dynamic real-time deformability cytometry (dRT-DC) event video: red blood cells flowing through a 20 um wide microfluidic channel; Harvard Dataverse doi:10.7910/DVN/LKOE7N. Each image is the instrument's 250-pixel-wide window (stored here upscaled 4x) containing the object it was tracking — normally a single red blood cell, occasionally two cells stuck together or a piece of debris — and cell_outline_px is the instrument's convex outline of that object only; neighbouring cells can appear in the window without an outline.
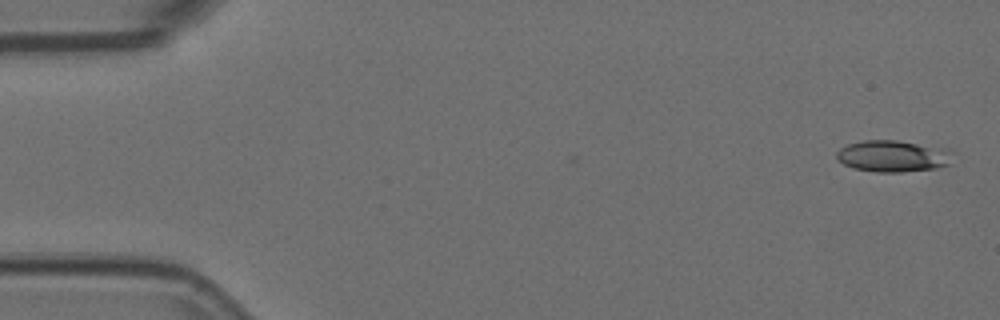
{"species": "Egyptian fruit bat (a non-hibernating species)", "species_latin": "Rousettus aegyptiacus", "temperature_condition": "room temperature", "stored_images_in_passage": 5, "camera_frame_rate_fps": 3000, "um_per_image_px": 0.085, "animal": {"sex": "female"}, "frame": {"image": 1, "passage_image": 1, "time_ms": 0.0, "image_size_px": [1000, 320], "cell_outline_px": [[948, 164], [936, 168], [900, 172], [876, 172], [856, 168], [844, 164], [836, 156], [836, 152], [840, 148], [848, 144], [864, 140], [896, 140], [944, 148]], "centroid_in_image_um": [75.78, 13.26], "position_along_channel_um": 9.2, "area_um2": 20.63}}
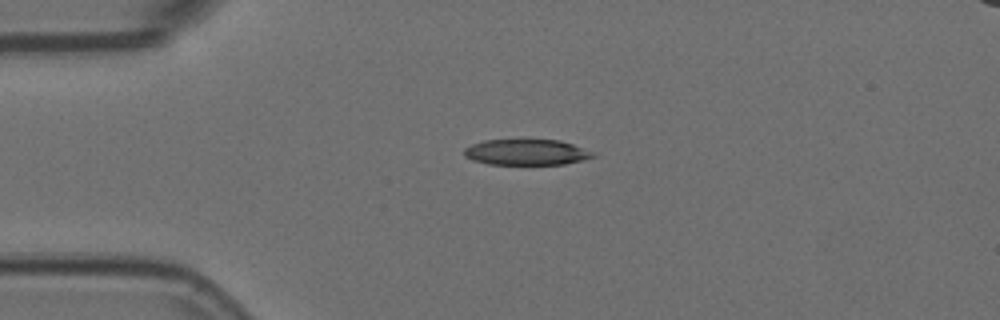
{"frame": {"image": 2, "passage_image": 4, "time_ms": 1.0, "image_size_px": [1000, 320], "cell_outline_px": [[596, 156], [584, 160], [564, 164], [488, 164], [472, 160], [464, 156], [464, 148], [472, 144], [484, 140], [560, 140], [596, 152]], "centroid_in_image_um": [44.77, 12.94], "position_along_channel_um": 40.2, "area_um2": 19.42}}